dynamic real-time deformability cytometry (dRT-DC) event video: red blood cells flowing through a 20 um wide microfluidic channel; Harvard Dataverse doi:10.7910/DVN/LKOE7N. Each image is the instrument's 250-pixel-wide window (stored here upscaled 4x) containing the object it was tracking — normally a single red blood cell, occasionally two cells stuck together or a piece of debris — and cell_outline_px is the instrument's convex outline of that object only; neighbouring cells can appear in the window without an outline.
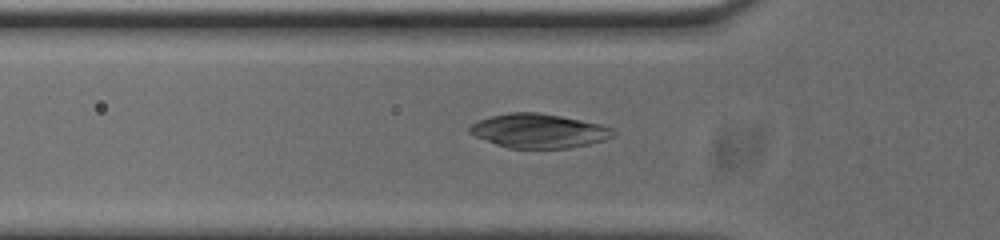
{"species": "common noctule bat (a hibernating species)", "species_latin": "Nyctalus noctula", "temperature_condition": "cold", "stored_images_in_passage": 42, "camera_frame_rate_fps": 3000, "um_per_image_px": 0.085, "animal": {"sex": "male", "body_mass_g": 20.0, "forearm_length_mm": 53.3}, "frame": {"image": 1, "passage_image": 11, "time_ms": 3.333, "image_size_px": [1000, 240], "cell_outline_px": [[616, 136], [604, 140], [588, 144], [568, 148], [508, 148], [496, 144], [476, 136], [468, 132], [468, 128], [472, 124], [480, 120], [492, 116], [508, 112], [536, 112], [560, 116], [600, 124], [612, 128], [616, 132]], "centroid_in_image_um": [45.81, 11.12], "position_along_channel_um": 80.0, "area_um2": 28.38}}
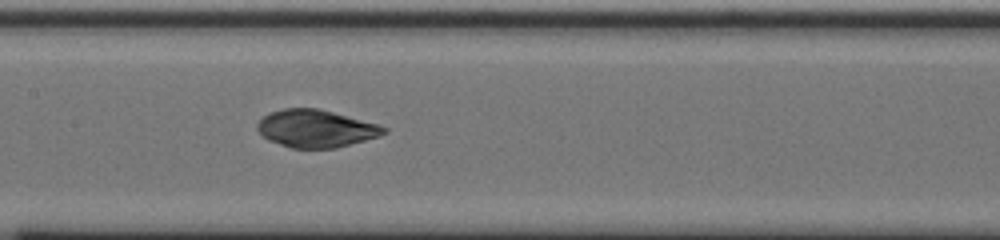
{"frame": {"image": 2, "passage_image": 19, "time_ms": 6.0, "image_size_px": [1000, 240], "cell_outline_px": [[388, 132], [380, 136], [336, 148], [292, 148], [268, 140], [256, 128], [256, 124], [268, 112], [284, 108], [316, 108], [380, 124], [388, 128]], "centroid_in_image_um": [26.87, 10.92], "position_along_channel_um": 180.5, "area_um2": 27.69}}
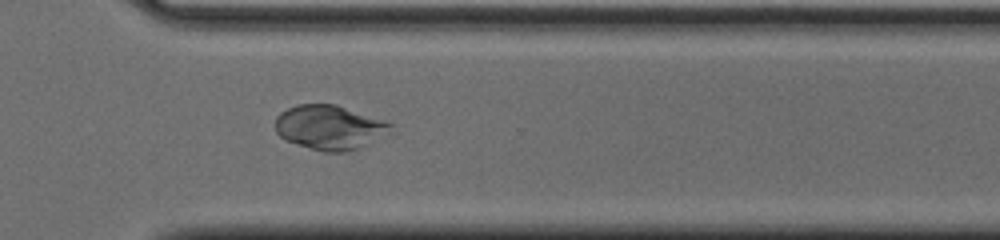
{"frame": {"image": 3, "passage_image": 32, "time_ms": 10.333, "image_size_px": [1000, 240], "cell_outline_px": [[392, 124], [356, 148], [344, 152], [324, 152], [284, 140], [276, 132], [276, 116], [280, 112], [296, 104], [336, 104], [384, 120]], "centroid_in_image_um": [27.84, 10.79], "position_along_channel_um": 342.8, "area_um2": 28.67}, "authors_computed_cell_mechanics": {"area_um2": 28.0041, "velocity_mm_per_s": 3.7361, "shape_relaxation_time_tau1_ms": null, "shape_relaxation_time_tau2_ms": 0.7114, "deformation_change_tau1": null, "deformation_change_tau2": 0.0371}}